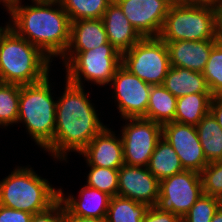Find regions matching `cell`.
Returning <instances> with one entry per match:
<instances>
[{
    "mask_svg": "<svg viewBox=\"0 0 222 222\" xmlns=\"http://www.w3.org/2000/svg\"><path fill=\"white\" fill-rule=\"evenodd\" d=\"M15 0H0V4L2 3L5 10H7Z\"/></svg>",
    "mask_w": 222,
    "mask_h": 222,
    "instance_id": "cell-40",
    "label": "cell"
},
{
    "mask_svg": "<svg viewBox=\"0 0 222 222\" xmlns=\"http://www.w3.org/2000/svg\"><path fill=\"white\" fill-rule=\"evenodd\" d=\"M203 194L201 174L184 170L160 181L155 207L182 218Z\"/></svg>",
    "mask_w": 222,
    "mask_h": 222,
    "instance_id": "cell-10",
    "label": "cell"
},
{
    "mask_svg": "<svg viewBox=\"0 0 222 222\" xmlns=\"http://www.w3.org/2000/svg\"><path fill=\"white\" fill-rule=\"evenodd\" d=\"M147 168L159 181L184 171L176 151L163 137L158 141Z\"/></svg>",
    "mask_w": 222,
    "mask_h": 222,
    "instance_id": "cell-22",
    "label": "cell"
},
{
    "mask_svg": "<svg viewBox=\"0 0 222 222\" xmlns=\"http://www.w3.org/2000/svg\"><path fill=\"white\" fill-rule=\"evenodd\" d=\"M61 60L66 68L65 79L70 83L85 87L86 80L106 86L121 66L122 54L108 42L87 51H66Z\"/></svg>",
    "mask_w": 222,
    "mask_h": 222,
    "instance_id": "cell-6",
    "label": "cell"
},
{
    "mask_svg": "<svg viewBox=\"0 0 222 222\" xmlns=\"http://www.w3.org/2000/svg\"><path fill=\"white\" fill-rule=\"evenodd\" d=\"M159 37L164 42L216 40L219 37L218 10L210 6H170Z\"/></svg>",
    "mask_w": 222,
    "mask_h": 222,
    "instance_id": "cell-7",
    "label": "cell"
},
{
    "mask_svg": "<svg viewBox=\"0 0 222 222\" xmlns=\"http://www.w3.org/2000/svg\"><path fill=\"white\" fill-rule=\"evenodd\" d=\"M48 75L41 82L21 85L17 124L25 125L29 137L45 150L52 142L56 126V103Z\"/></svg>",
    "mask_w": 222,
    "mask_h": 222,
    "instance_id": "cell-5",
    "label": "cell"
},
{
    "mask_svg": "<svg viewBox=\"0 0 222 222\" xmlns=\"http://www.w3.org/2000/svg\"><path fill=\"white\" fill-rule=\"evenodd\" d=\"M142 38L159 37L170 5L164 0H114Z\"/></svg>",
    "mask_w": 222,
    "mask_h": 222,
    "instance_id": "cell-13",
    "label": "cell"
},
{
    "mask_svg": "<svg viewBox=\"0 0 222 222\" xmlns=\"http://www.w3.org/2000/svg\"><path fill=\"white\" fill-rule=\"evenodd\" d=\"M52 60L10 27L0 36V82L30 85L50 75Z\"/></svg>",
    "mask_w": 222,
    "mask_h": 222,
    "instance_id": "cell-3",
    "label": "cell"
},
{
    "mask_svg": "<svg viewBox=\"0 0 222 222\" xmlns=\"http://www.w3.org/2000/svg\"><path fill=\"white\" fill-rule=\"evenodd\" d=\"M20 85L0 82V127L17 124Z\"/></svg>",
    "mask_w": 222,
    "mask_h": 222,
    "instance_id": "cell-27",
    "label": "cell"
},
{
    "mask_svg": "<svg viewBox=\"0 0 222 222\" xmlns=\"http://www.w3.org/2000/svg\"><path fill=\"white\" fill-rule=\"evenodd\" d=\"M176 98L195 93H211L200 72L181 67H170L162 84Z\"/></svg>",
    "mask_w": 222,
    "mask_h": 222,
    "instance_id": "cell-20",
    "label": "cell"
},
{
    "mask_svg": "<svg viewBox=\"0 0 222 222\" xmlns=\"http://www.w3.org/2000/svg\"><path fill=\"white\" fill-rule=\"evenodd\" d=\"M107 125L79 153L85 158L87 166L119 169L124 162L123 142L120 134Z\"/></svg>",
    "mask_w": 222,
    "mask_h": 222,
    "instance_id": "cell-15",
    "label": "cell"
},
{
    "mask_svg": "<svg viewBox=\"0 0 222 222\" xmlns=\"http://www.w3.org/2000/svg\"><path fill=\"white\" fill-rule=\"evenodd\" d=\"M59 189V200L65 207V215H75L90 218H106L111 196L98 189L84 185L79 196L74 194H64L62 188Z\"/></svg>",
    "mask_w": 222,
    "mask_h": 222,
    "instance_id": "cell-17",
    "label": "cell"
},
{
    "mask_svg": "<svg viewBox=\"0 0 222 222\" xmlns=\"http://www.w3.org/2000/svg\"><path fill=\"white\" fill-rule=\"evenodd\" d=\"M210 112L222 128V94L213 96L210 105Z\"/></svg>",
    "mask_w": 222,
    "mask_h": 222,
    "instance_id": "cell-35",
    "label": "cell"
},
{
    "mask_svg": "<svg viewBox=\"0 0 222 222\" xmlns=\"http://www.w3.org/2000/svg\"><path fill=\"white\" fill-rule=\"evenodd\" d=\"M162 137L176 151L184 170L201 173L209 164L194 125L174 121L163 124Z\"/></svg>",
    "mask_w": 222,
    "mask_h": 222,
    "instance_id": "cell-12",
    "label": "cell"
},
{
    "mask_svg": "<svg viewBox=\"0 0 222 222\" xmlns=\"http://www.w3.org/2000/svg\"><path fill=\"white\" fill-rule=\"evenodd\" d=\"M218 209L217 197L202 194L181 222H211Z\"/></svg>",
    "mask_w": 222,
    "mask_h": 222,
    "instance_id": "cell-30",
    "label": "cell"
},
{
    "mask_svg": "<svg viewBox=\"0 0 222 222\" xmlns=\"http://www.w3.org/2000/svg\"><path fill=\"white\" fill-rule=\"evenodd\" d=\"M219 208L222 209V193L217 196Z\"/></svg>",
    "mask_w": 222,
    "mask_h": 222,
    "instance_id": "cell-43",
    "label": "cell"
},
{
    "mask_svg": "<svg viewBox=\"0 0 222 222\" xmlns=\"http://www.w3.org/2000/svg\"><path fill=\"white\" fill-rule=\"evenodd\" d=\"M108 43L102 19H81L70 23V42L66 51H87Z\"/></svg>",
    "mask_w": 222,
    "mask_h": 222,
    "instance_id": "cell-19",
    "label": "cell"
},
{
    "mask_svg": "<svg viewBox=\"0 0 222 222\" xmlns=\"http://www.w3.org/2000/svg\"><path fill=\"white\" fill-rule=\"evenodd\" d=\"M64 92L57 98L53 142L44 150L57 161L70 152L79 153L105 127L85 87L65 79Z\"/></svg>",
    "mask_w": 222,
    "mask_h": 222,
    "instance_id": "cell-1",
    "label": "cell"
},
{
    "mask_svg": "<svg viewBox=\"0 0 222 222\" xmlns=\"http://www.w3.org/2000/svg\"><path fill=\"white\" fill-rule=\"evenodd\" d=\"M34 171L18 166L0 181V205L36 214L49 209L59 200V189Z\"/></svg>",
    "mask_w": 222,
    "mask_h": 222,
    "instance_id": "cell-4",
    "label": "cell"
},
{
    "mask_svg": "<svg viewBox=\"0 0 222 222\" xmlns=\"http://www.w3.org/2000/svg\"><path fill=\"white\" fill-rule=\"evenodd\" d=\"M114 0H60L70 22L81 19H101Z\"/></svg>",
    "mask_w": 222,
    "mask_h": 222,
    "instance_id": "cell-26",
    "label": "cell"
},
{
    "mask_svg": "<svg viewBox=\"0 0 222 222\" xmlns=\"http://www.w3.org/2000/svg\"><path fill=\"white\" fill-rule=\"evenodd\" d=\"M207 161L222 160V128L211 112L195 126Z\"/></svg>",
    "mask_w": 222,
    "mask_h": 222,
    "instance_id": "cell-24",
    "label": "cell"
},
{
    "mask_svg": "<svg viewBox=\"0 0 222 222\" xmlns=\"http://www.w3.org/2000/svg\"><path fill=\"white\" fill-rule=\"evenodd\" d=\"M90 171L86 178V186L103 191L111 197L118 193V170L89 166Z\"/></svg>",
    "mask_w": 222,
    "mask_h": 222,
    "instance_id": "cell-29",
    "label": "cell"
},
{
    "mask_svg": "<svg viewBox=\"0 0 222 222\" xmlns=\"http://www.w3.org/2000/svg\"><path fill=\"white\" fill-rule=\"evenodd\" d=\"M211 93L188 94L177 98L174 122L194 125L210 112Z\"/></svg>",
    "mask_w": 222,
    "mask_h": 222,
    "instance_id": "cell-21",
    "label": "cell"
},
{
    "mask_svg": "<svg viewBox=\"0 0 222 222\" xmlns=\"http://www.w3.org/2000/svg\"><path fill=\"white\" fill-rule=\"evenodd\" d=\"M149 85H162L169 70L166 43L160 37H145L122 53V64Z\"/></svg>",
    "mask_w": 222,
    "mask_h": 222,
    "instance_id": "cell-8",
    "label": "cell"
},
{
    "mask_svg": "<svg viewBox=\"0 0 222 222\" xmlns=\"http://www.w3.org/2000/svg\"><path fill=\"white\" fill-rule=\"evenodd\" d=\"M149 206L130 198L113 196L110 198L107 222H142Z\"/></svg>",
    "mask_w": 222,
    "mask_h": 222,
    "instance_id": "cell-25",
    "label": "cell"
},
{
    "mask_svg": "<svg viewBox=\"0 0 222 222\" xmlns=\"http://www.w3.org/2000/svg\"><path fill=\"white\" fill-rule=\"evenodd\" d=\"M211 222H222V209H218Z\"/></svg>",
    "mask_w": 222,
    "mask_h": 222,
    "instance_id": "cell-39",
    "label": "cell"
},
{
    "mask_svg": "<svg viewBox=\"0 0 222 222\" xmlns=\"http://www.w3.org/2000/svg\"><path fill=\"white\" fill-rule=\"evenodd\" d=\"M160 181L147 167L123 164L118 170V196L156 206Z\"/></svg>",
    "mask_w": 222,
    "mask_h": 222,
    "instance_id": "cell-14",
    "label": "cell"
},
{
    "mask_svg": "<svg viewBox=\"0 0 222 222\" xmlns=\"http://www.w3.org/2000/svg\"><path fill=\"white\" fill-rule=\"evenodd\" d=\"M167 2L170 6L178 5L183 3V0H164Z\"/></svg>",
    "mask_w": 222,
    "mask_h": 222,
    "instance_id": "cell-41",
    "label": "cell"
},
{
    "mask_svg": "<svg viewBox=\"0 0 222 222\" xmlns=\"http://www.w3.org/2000/svg\"><path fill=\"white\" fill-rule=\"evenodd\" d=\"M202 75L213 96L222 94V39L213 46Z\"/></svg>",
    "mask_w": 222,
    "mask_h": 222,
    "instance_id": "cell-28",
    "label": "cell"
},
{
    "mask_svg": "<svg viewBox=\"0 0 222 222\" xmlns=\"http://www.w3.org/2000/svg\"><path fill=\"white\" fill-rule=\"evenodd\" d=\"M15 0L6 10L9 27L38 47L51 60L61 58L70 42V20L60 2Z\"/></svg>",
    "mask_w": 222,
    "mask_h": 222,
    "instance_id": "cell-2",
    "label": "cell"
},
{
    "mask_svg": "<svg viewBox=\"0 0 222 222\" xmlns=\"http://www.w3.org/2000/svg\"><path fill=\"white\" fill-rule=\"evenodd\" d=\"M200 174L203 194L217 197L222 193V160L210 162Z\"/></svg>",
    "mask_w": 222,
    "mask_h": 222,
    "instance_id": "cell-31",
    "label": "cell"
},
{
    "mask_svg": "<svg viewBox=\"0 0 222 222\" xmlns=\"http://www.w3.org/2000/svg\"><path fill=\"white\" fill-rule=\"evenodd\" d=\"M65 207L63 203L58 200L46 211L33 214L30 222H64Z\"/></svg>",
    "mask_w": 222,
    "mask_h": 222,
    "instance_id": "cell-32",
    "label": "cell"
},
{
    "mask_svg": "<svg viewBox=\"0 0 222 222\" xmlns=\"http://www.w3.org/2000/svg\"><path fill=\"white\" fill-rule=\"evenodd\" d=\"M7 24V25H6ZM4 27L0 26V36L5 32V30L9 27V22H6Z\"/></svg>",
    "mask_w": 222,
    "mask_h": 222,
    "instance_id": "cell-42",
    "label": "cell"
},
{
    "mask_svg": "<svg viewBox=\"0 0 222 222\" xmlns=\"http://www.w3.org/2000/svg\"><path fill=\"white\" fill-rule=\"evenodd\" d=\"M33 214L0 205V222H30Z\"/></svg>",
    "mask_w": 222,
    "mask_h": 222,
    "instance_id": "cell-34",
    "label": "cell"
},
{
    "mask_svg": "<svg viewBox=\"0 0 222 222\" xmlns=\"http://www.w3.org/2000/svg\"><path fill=\"white\" fill-rule=\"evenodd\" d=\"M64 222H107L106 218H90L75 215H65Z\"/></svg>",
    "mask_w": 222,
    "mask_h": 222,
    "instance_id": "cell-36",
    "label": "cell"
},
{
    "mask_svg": "<svg viewBox=\"0 0 222 222\" xmlns=\"http://www.w3.org/2000/svg\"><path fill=\"white\" fill-rule=\"evenodd\" d=\"M142 222H181V218L172 212H162L157 207L151 206Z\"/></svg>",
    "mask_w": 222,
    "mask_h": 222,
    "instance_id": "cell-33",
    "label": "cell"
},
{
    "mask_svg": "<svg viewBox=\"0 0 222 222\" xmlns=\"http://www.w3.org/2000/svg\"><path fill=\"white\" fill-rule=\"evenodd\" d=\"M110 84L114 102L122 119L140 118L146 115L152 85L129 72L122 65L115 72Z\"/></svg>",
    "mask_w": 222,
    "mask_h": 222,
    "instance_id": "cell-11",
    "label": "cell"
},
{
    "mask_svg": "<svg viewBox=\"0 0 222 222\" xmlns=\"http://www.w3.org/2000/svg\"><path fill=\"white\" fill-rule=\"evenodd\" d=\"M221 39L216 40H180L165 42L171 67L186 68L191 71L200 72L204 70L213 46Z\"/></svg>",
    "mask_w": 222,
    "mask_h": 222,
    "instance_id": "cell-16",
    "label": "cell"
},
{
    "mask_svg": "<svg viewBox=\"0 0 222 222\" xmlns=\"http://www.w3.org/2000/svg\"><path fill=\"white\" fill-rule=\"evenodd\" d=\"M217 10H218V30L219 33H222V0L220 1Z\"/></svg>",
    "mask_w": 222,
    "mask_h": 222,
    "instance_id": "cell-38",
    "label": "cell"
},
{
    "mask_svg": "<svg viewBox=\"0 0 222 222\" xmlns=\"http://www.w3.org/2000/svg\"><path fill=\"white\" fill-rule=\"evenodd\" d=\"M122 120L126 121L120 134L125 164L147 167L158 141L162 138V125L143 117Z\"/></svg>",
    "mask_w": 222,
    "mask_h": 222,
    "instance_id": "cell-9",
    "label": "cell"
},
{
    "mask_svg": "<svg viewBox=\"0 0 222 222\" xmlns=\"http://www.w3.org/2000/svg\"><path fill=\"white\" fill-rule=\"evenodd\" d=\"M30 1V0H29ZM32 1H48V2H60V0H31Z\"/></svg>",
    "mask_w": 222,
    "mask_h": 222,
    "instance_id": "cell-44",
    "label": "cell"
},
{
    "mask_svg": "<svg viewBox=\"0 0 222 222\" xmlns=\"http://www.w3.org/2000/svg\"><path fill=\"white\" fill-rule=\"evenodd\" d=\"M177 98L163 85L151 87L146 115L143 118L161 125L173 122L176 113Z\"/></svg>",
    "mask_w": 222,
    "mask_h": 222,
    "instance_id": "cell-23",
    "label": "cell"
},
{
    "mask_svg": "<svg viewBox=\"0 0 222 222\" xmlns=\"http://www.w3.org/2000/svg\"><path fill=\"white\" fill-rule=\"evenodd\" d=\"M221 0H183L184 4L187 5H199V6H210L218 8Z\"/></svg>",
    "mask_w": 222,
    "mask_h": 222,
    "instance_id": "cell-37",
    "label": "cell"
},
{
    "mask_svg": "<svg viewBox=\"0 0 222 222\" xmlns=\"http://www.w3.org/2000/svg\"><path fill=\"white\" fill-rule=\"evenodd\" d=\"M101 19L108 42L121 54L131 49L142 39L115 1L107 7Z\"/></svg>",
    "mask_w": 222,
    "mask_h": 222,
    "instance_id": "cell-18",
    "label": "cell"
}]
</instances>
